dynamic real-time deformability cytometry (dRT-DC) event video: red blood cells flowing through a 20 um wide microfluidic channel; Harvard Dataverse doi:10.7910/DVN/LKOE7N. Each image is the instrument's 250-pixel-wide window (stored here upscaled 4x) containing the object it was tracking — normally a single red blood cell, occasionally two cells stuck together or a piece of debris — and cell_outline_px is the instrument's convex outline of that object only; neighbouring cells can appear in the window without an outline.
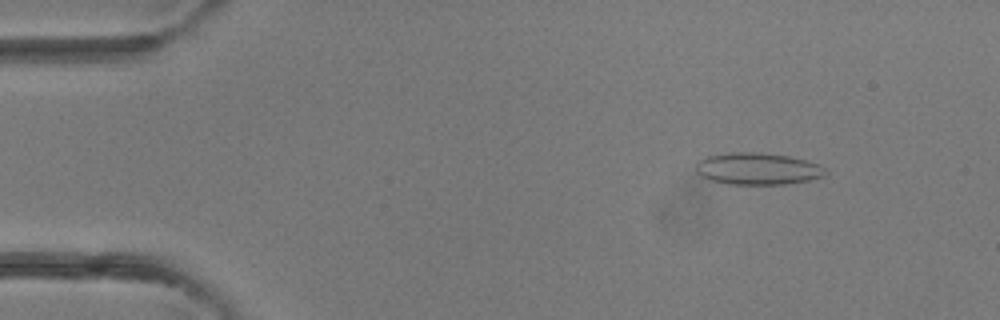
{"species": "common noctule bat (a hibernating species)", "species_latin": "Nyctalus noctula", "temperature_condition": "room temperature", "stored_images_in_passage": 41, "camera_frame_rate_fps": 3000, "um_per_image_px": 0.085, "animal": {"sex": "female"}, "frame": {"image": 1, "passage_image": 5, "time_ms": 1.333, "image_size_px": [1000, 320], "cell_outline_px": [[828, 172], [824, 176], [808, 180], [784, 184], [728, 184], [712, 180], [700, 176], [696, 172], [696, 164], [700, 160], [708, 156], [728, 152], [756, 152], [788, 156], [808, 160], [820, 164]], "centroid_in_image_um": [64.41, 14.34], "position_along_channel_um": 20.6, "area_um2": 24.1}}
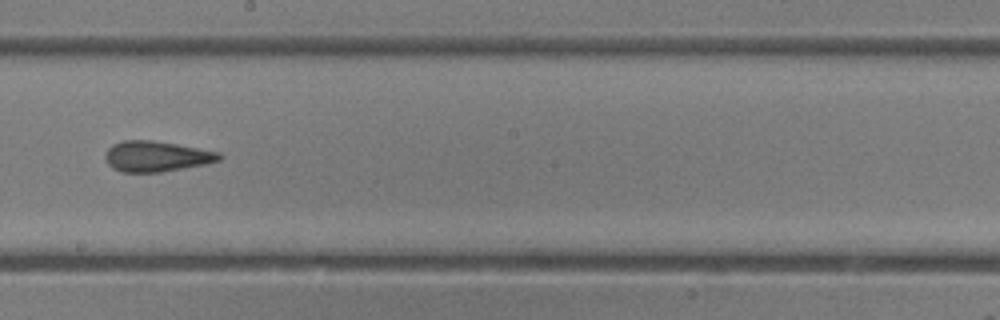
{"frame": {"image": 2, "passage_image": 23, "time_ms": 7.333, "image_size_px": [1000, 320], "cell_outline_px": [[224, 156], [220, 160], [208, 164], [160, 172], [120, 172], [112, 168], [108, 164], [104, 156], [108, 148], [112, 144], [124, 140], [152, 140], [176, 144], [220, 152]], "centroid_in_image_um": [13.3, 13.29], "position_along_channel_um": 234.9, "area_um2": 20.46}}
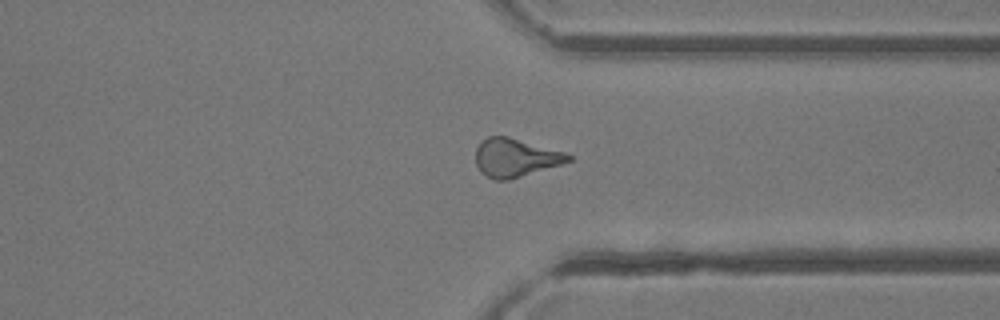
{"frame": {"image": 3, "passage_image": 31, "time_ms": 10.0, "image_size_px": [1000, 320], "cell_outline_px": [[572, 160], [560, 164], [508, 180], [496, 180], [480, 172], [476, 164], [476, 148], [488, 136], [508, 136], [564, 152], [572, 156]], "centroid_in_image_um": [43.79, 13.4], "position_along_channel_um": 367.6, "area_um2": 20.35}}